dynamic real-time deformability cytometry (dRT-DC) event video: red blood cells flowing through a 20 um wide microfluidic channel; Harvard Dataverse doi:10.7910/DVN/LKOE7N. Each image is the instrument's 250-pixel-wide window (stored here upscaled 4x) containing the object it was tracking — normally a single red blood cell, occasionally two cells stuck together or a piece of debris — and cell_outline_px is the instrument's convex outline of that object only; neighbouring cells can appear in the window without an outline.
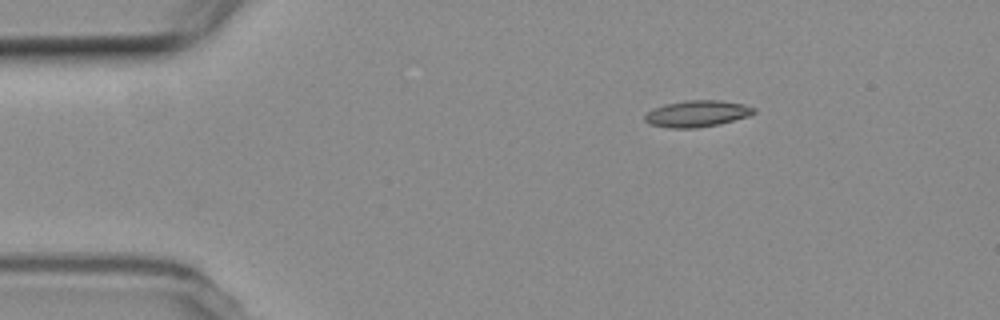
{"species": "common noctule bat (a hibernating species)", "species_latin": "Nyctalus noctula", "temperature_condition": "room temperature", "stored_images_in_passage": 3, "camera_frame_rate_fps": 3000, "um_per_image_px": 0.085, "animal": {"sex": "female", "body_mass_g": 19.3, "forearm_length_mm": 54.1}, "frame": {"image": 1, "passage_image": 1, "time_ms": 0.0, "image_size_px": [1000, 320], "cell_outline_px": [[756, 112], [748, 116], [720, 124], [696, 128], [668, 128], [648, 124], [644, 120], [644, 116], [652, 108], [664, 104], [684, 100], [720, 100], [744, 104], [756, 108]], "centroid_in_image_um": [59.23, 9.66], "position_along_channel_um": 25.8, "area_um2": 17.05}}